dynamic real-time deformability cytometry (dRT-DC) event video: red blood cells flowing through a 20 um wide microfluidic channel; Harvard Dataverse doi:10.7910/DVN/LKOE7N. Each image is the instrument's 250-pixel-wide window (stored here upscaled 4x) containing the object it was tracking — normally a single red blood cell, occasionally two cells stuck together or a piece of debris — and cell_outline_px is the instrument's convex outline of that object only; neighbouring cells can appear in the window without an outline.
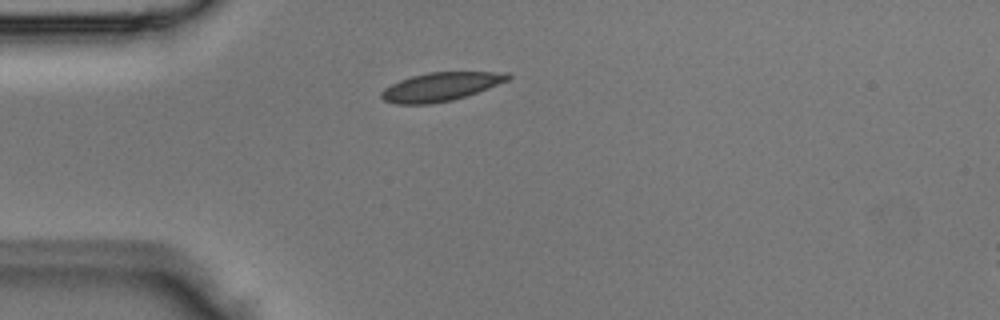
{"species": "Egyptian fruit bat (a non-hibernating species)", "species_latin": "Rousettus aegyptiacus", "temperature_condition": "room temperature", "stored_images_in_passage": 1, "camera_frame_rate_fps": 3000, "um_per_image_px": 0.085, "animal": {"sex": "male"}, "frame": {"image": 1, "passage_image": 1, "time_ms": 0.0, "image_size_px": [1000, 320], "cell_outline_px": [[512, 76], [508, 80], [488, 88], [452, 100], [432, 104], [396, 104], [384, 100], [380, 96], [380, 92], [384, 88], [400, 80], [412, 76], [428, 72], [508, 72]], "centroid_in_image_um": [37.43, 7.37], "position_along_channel_um": 47.6, "area_um2": 20.92}}